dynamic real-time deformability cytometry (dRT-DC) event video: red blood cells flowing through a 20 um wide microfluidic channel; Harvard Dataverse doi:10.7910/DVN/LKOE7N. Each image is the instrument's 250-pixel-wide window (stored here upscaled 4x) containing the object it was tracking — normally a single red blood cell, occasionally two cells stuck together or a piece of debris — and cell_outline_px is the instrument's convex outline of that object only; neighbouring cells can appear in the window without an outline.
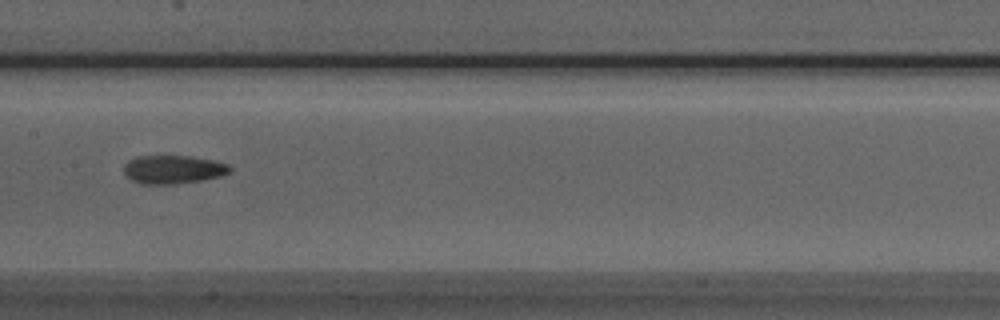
{"species": "Egyptian fruit bat (a non-hibernating species)", "species_latin": "Rousettus aegyptiacus", "temperature_condition": "room temperature", "stored_images_in_passage": 7, "camera_frame_rate_fps": 3000, "um_per_image_px": 0.085, "animal": {"sex": "male"}, "frame": {"image": 1, "passage_image": 7, "time_ms": 2.0, "image_size_px": [1000, 320], "cell_outline_px": [[232, 168], [228, 172], [220, 176], [204, 180], [176, 184], [140, 184], [132, 180], [124, 172], [124, 164], [128, 160], [136, 156], [188, 156], [212, 160], [228, 164]], "centroid_in_image_um": [14.7, 14.41], "position_along_channel_um": 192.7, "area_um2": 17.57}}